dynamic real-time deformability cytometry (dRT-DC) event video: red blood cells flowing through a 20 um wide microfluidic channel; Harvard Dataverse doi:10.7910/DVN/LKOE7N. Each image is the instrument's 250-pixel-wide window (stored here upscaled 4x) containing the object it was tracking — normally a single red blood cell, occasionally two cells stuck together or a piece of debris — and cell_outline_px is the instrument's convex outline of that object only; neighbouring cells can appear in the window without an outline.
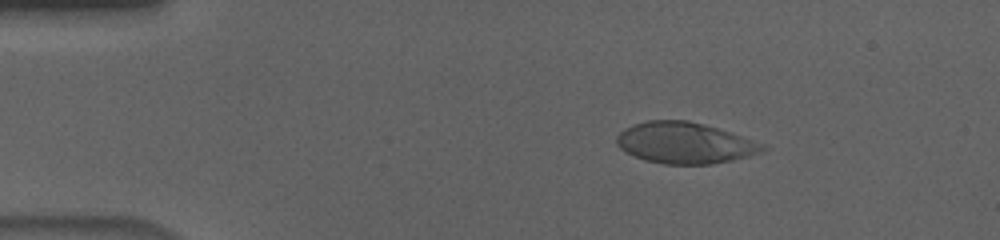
{"species": "human", "species_latin": "Homo sapiens", "temperature_condition": "cold", "stored_images_in_passage": 56, "camera_frame_rate_fps": 3000, "um_per_image_px": 0.085, "donor": {"sex": "male"}, "frame": {"image": 1, "passage_image": 9, "time_ms": 2.667, "image_size_px": [1000, 240], "cell_outline_px": [[768, 148], [760, 152], [748, 156], [732, 160], [712, 164], [664, 164], [644, 160], [624, 152], [616, 144], [616, 136], [624, 128], [632, 124], [648, 120], [688, 120], [704, 124], [764, 144]], "centroid_in_image_um": [58.14, 12.15], "position_along_channel_um": 26.9, "area_um2": 34.97}}
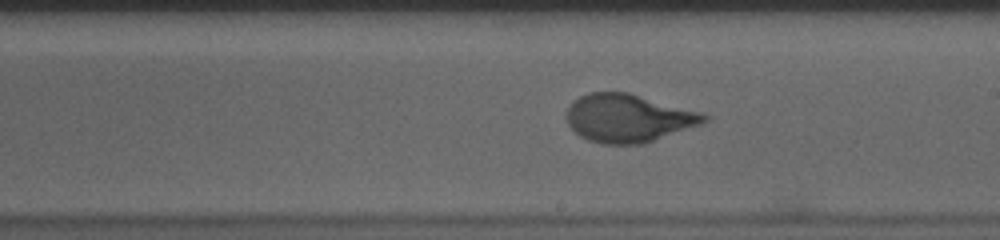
{"frame": {"image": 2, "passage_image": 32, "time_ms": 10.333, "image_size_px": [1000, 240], "cell_outline_px": [[712, 116], [704, 124], [644, 144], [600, 144], [588, 140], [580, 136], [568, 124], [564, 116], [572, 100], [588, 92], [628, 92], [704, 112]], "centroid_in_image_um": [53.45, 10.04], "position_along_channel_um": 235.5, "area_um2": 39.3}}
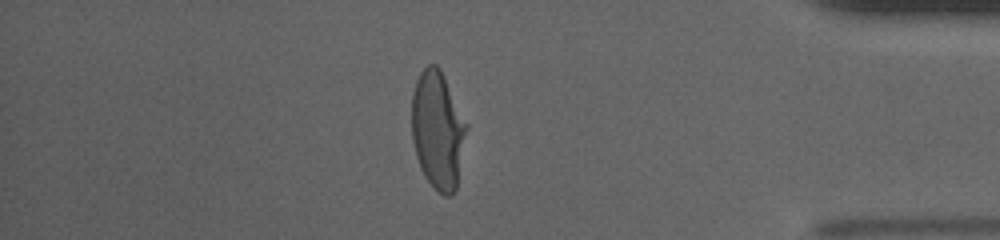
{"frame": {"image": 3, "passage_image": 48, "time_ms": 15.667, "image_size_px": [1000, 240], "cell_outline_px": [[468, 128], [456, 188], [452, 196], [444, 196], [424, 176], [420, 168], [416, 156], [412, 140], [412, 92], [416, 80], [420, 72], [428, 64], [436, 64], [440, 68], [468, 124]], "centroid_in_image_um": [37.21, 11.03], "position_along_channel_um": 398.0, "area_um2": 37.74}, "authors_computed_cell_mechanics": {"area_um2": 37.6278, "velocity_mm_per_s": 3.6388, "shape_relaxation_time_tau1_ms": 3.6312, "shape_relaxation_time_tau2_ms": null, "deformation_change_tau1": 0.1987, "deformation_change_tau2": null}}